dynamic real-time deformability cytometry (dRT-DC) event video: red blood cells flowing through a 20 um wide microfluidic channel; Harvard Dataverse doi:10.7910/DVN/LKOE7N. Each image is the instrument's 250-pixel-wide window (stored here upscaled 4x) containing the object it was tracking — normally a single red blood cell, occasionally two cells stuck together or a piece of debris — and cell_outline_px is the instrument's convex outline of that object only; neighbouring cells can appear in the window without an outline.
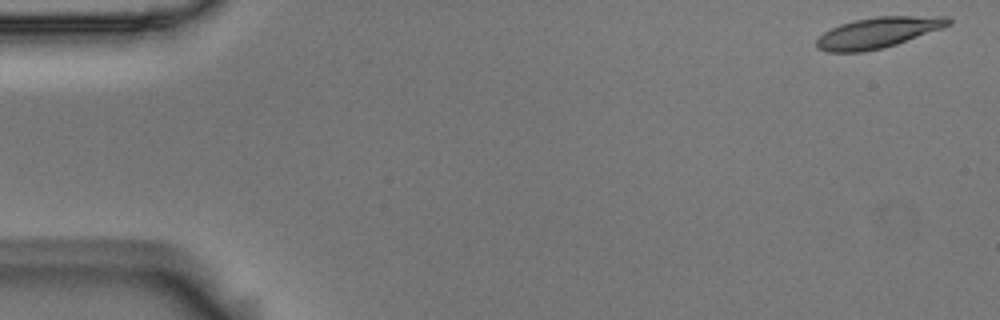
{"species": "Egyptian fruit bat (a non-hibernating species)", "species_latin": "Rousettus aegyptiacus", "temperature_condition": "room temperature", "stored_images_in_passage": 5, "camera_frame_rate_fps": 3000, "um_per_image_px": 0.085, "animal": {"sex": "male"}, "frame": {"image": 1, "passage_image": 1, "time_ms": 0.0, "image_size_px": [1000, 320], "cell_outline_px": [[952, 24], [896, 44], [884, 48], [864, 52], [828, 52], [816, 48], [816, 40], [824, 32], [840, 24], [856, 20], [876, 16], [948, 16], [952, 20]], "centroid_in_image_um": [74.62, 2.77], "position_along_channel_um": 10.4, "area_um2": 23.52}}
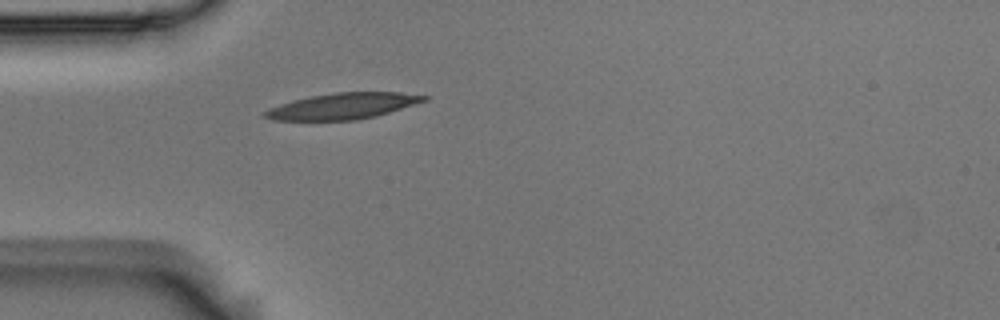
{"frame": {"image": 2, "passage_image": 5, "time_ms": 1.333, "image_size_px": [1000, 320], "cell_outline_px": [[428, 100], [376, 116], [356, 120], [272, 120], [264, 116], [264, 112], [280, 104], [292, 100], [312, 96], [336, 92], [400, 92], [428, 96]], "centroid_in_image_um": [29.17, 9.01], "position_along_channel_um": 55.8, "area_um2": 23.93}}